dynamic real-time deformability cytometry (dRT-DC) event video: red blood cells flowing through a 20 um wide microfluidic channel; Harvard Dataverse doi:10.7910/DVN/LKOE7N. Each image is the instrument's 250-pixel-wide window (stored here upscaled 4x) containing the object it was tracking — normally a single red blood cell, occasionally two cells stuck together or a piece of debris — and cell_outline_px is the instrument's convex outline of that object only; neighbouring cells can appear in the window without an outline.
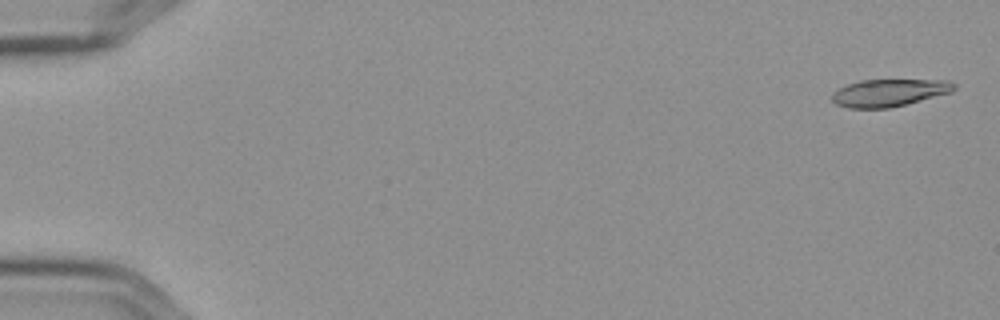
{"species": "Egyptian fruit bat (a non-hibernating species)", "species_latin": "Rousettus aegyptiacus", "temperature_condition": "cold", "stored_images_in_passage": 5, "segment_of_instrument_passage": [2, 2], "camera_frame_rate_fps": 3000, "um_per_image_px": 0.085, "frame": {"image": 1, "passage_image": 5, "time_ms": 1.333, "image_size_px": [1000, 320], "cell_outline_px": [[956, 88], [952, 92], [888, 108], [848, 108], [836, 104], [832, 100], [832, 92], [848, 84], [860, 80], [948, 80], [956, 84]], "centroid_in_image_um": [75.57, 7.87], "position_along_channel_um": 9.4, "area_um2": 19.31}}